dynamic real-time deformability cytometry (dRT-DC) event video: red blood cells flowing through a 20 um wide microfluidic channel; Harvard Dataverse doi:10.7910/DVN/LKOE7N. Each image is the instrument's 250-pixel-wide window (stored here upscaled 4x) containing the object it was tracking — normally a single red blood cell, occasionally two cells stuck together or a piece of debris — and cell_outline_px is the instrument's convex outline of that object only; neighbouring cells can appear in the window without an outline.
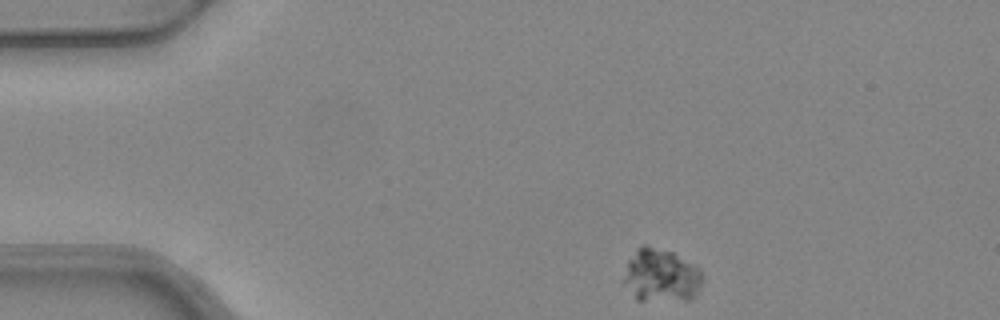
{"species": "common noctule bat (a hibernating species)", "species_latin": "Nyctalus noctula", "temperature_condition": "warm", "stored_images_in_passage": 3, "camera_frame_rate_fps": 3000, "um_per_image_px": 0.085, "animal": {"sex": "female", "body_mass_g": 24.6, "forearm_length_mm": 56.2}, "frame": {"image": 1, "passage_image": 1, "time_ms": 0.0, "image_size_px": [1000, 320], "cell_outline_px": [[704, 276], [692, 300], [636, 300], [624, 280], [624, 276], [628, 260], [636, 248], [640, 244], [648, 244], [672, 252], [700, 268]], "centroid_in_image_um": [56.2, 23.39], "position_along_channel_um": 28.8, "area_um2": 24.39}}
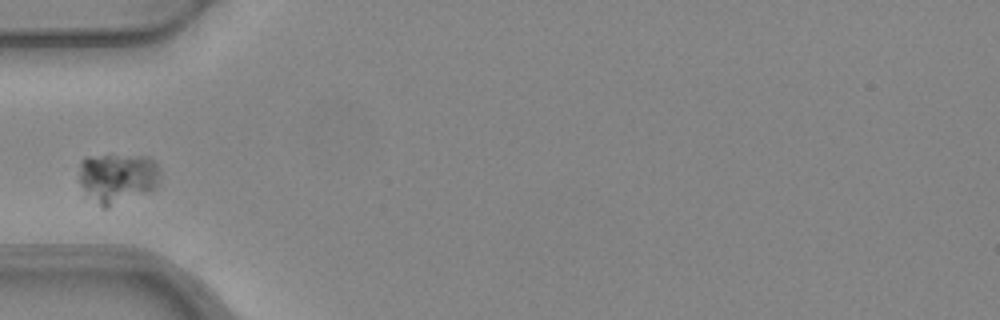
{"frame": {"image": 2, "passage_image": 3, "time_ms": 0.667, "image_size_px": [1000, 320], "cell_outline_px": [[160, 176], [156, 188], [108, 208], [104, 208], [80, 184], [80, 160], [88, 156], [148, 156], [156, 164], [160, 172]], "centroid_in_image_um": [10.02, 15.11], "position_along_channel_um": 75.0, "area_um2": 23.06}}